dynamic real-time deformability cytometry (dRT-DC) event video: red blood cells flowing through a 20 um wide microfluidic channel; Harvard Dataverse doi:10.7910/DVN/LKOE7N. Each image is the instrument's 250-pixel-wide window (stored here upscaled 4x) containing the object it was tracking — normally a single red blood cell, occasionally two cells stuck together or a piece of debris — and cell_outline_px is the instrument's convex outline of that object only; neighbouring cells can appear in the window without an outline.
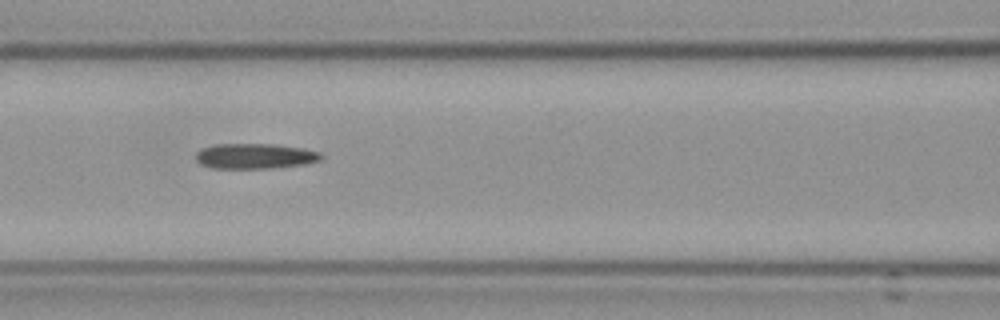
{"species": "Egyptian fruit bat (a non-hibernating species)", "species_latin": "Rousettus aegyptiacus", "temperature_condition": "cold", "stored_images_in_passage": 11, "segment_of_instrument_passage": [2, 2], "camera_frame_rate_fps": 3000, "um_per_image_px": 0.085, "frame": {"image": 1, "passage_image": 7, "time_ms": 2.0, "image_size_px": [1000, 320], "cell_outline_px": [[324, 156], [320, 160], [304, 164], [272, 168], [212, 168], [200, 164], [196, 160], [196, 152], [200, 148], [216, 144], [272, 144], [304, 148], [320, 152]], "centroid_in_image_um": [21.66, 13.26], "position_along_channel_um": 144.9, "area_um2": 18.55}}